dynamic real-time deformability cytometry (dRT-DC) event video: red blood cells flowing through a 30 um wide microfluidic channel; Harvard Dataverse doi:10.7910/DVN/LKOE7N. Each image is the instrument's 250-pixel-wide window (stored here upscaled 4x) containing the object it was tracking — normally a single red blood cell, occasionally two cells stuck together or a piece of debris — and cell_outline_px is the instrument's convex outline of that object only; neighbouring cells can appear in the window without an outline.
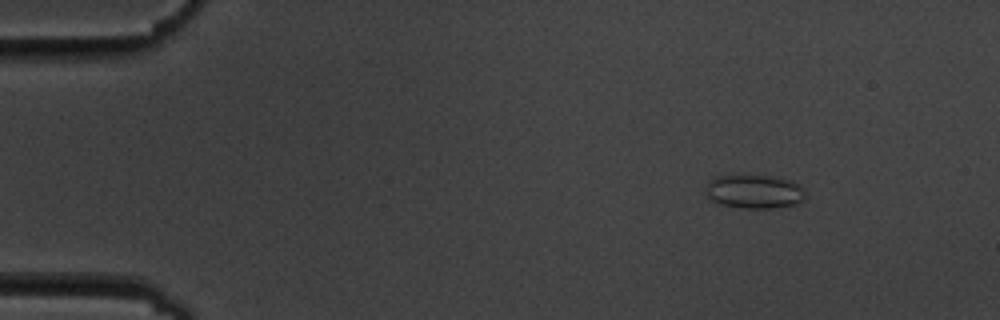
{"species": "common noctule bat (a hibernating species)", "species_latin": "Nyctalus noctula", "temperature_condition": "cold", "stored_images_in_passage": 6, "camera_frame_rate_fps": 3000, "um_per_image_px": 0.085, "animal": {"sex": "male", "body_mass_g": 19.5, "forearm_length_mm": 54.6}, "frame": {"image": 1, "passage_image": 3, "time_ms": 2.333, "image_size_px": [1000, 320], "cell_outline_px": [[804, 200], [796, 204], [772, 208], [744, 208], [724, 204], [712, 200], [708, 196], [708, 180], [712, 176], [768, 176], [788, 180], [800, 184], [804, 188]], "centroid_in_image_um": [64.15, 16.28], "position_along_channel_um": 20.8, "area_um2": 19.25}}
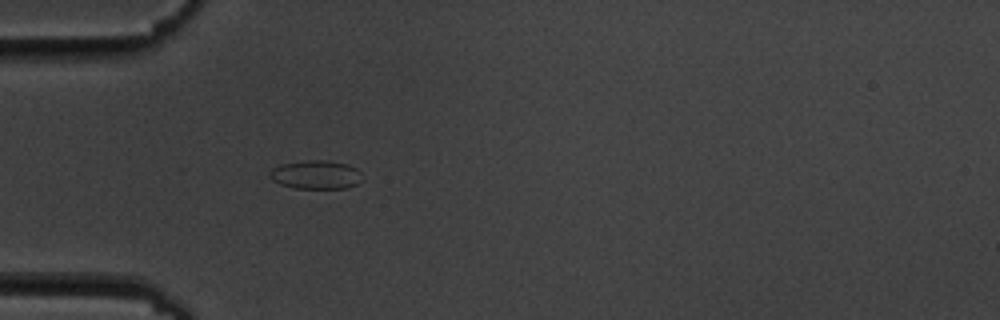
{"frame": {"image": 2, "passage_image": 6, "time_ms": 5.667, "image_size_px": [1000, 320], "cell_outline_px": [[360, 180], [356, 184], [348, 188], [296, 188], [280, 184], [272, 180], [268, 176], [268, 172], [272, 168], [280, 164], [304, 160], [324, 160], [348, 164], [356, 168], [360, 172]], "centroid_in_image_um": [26.8, 14.84], "position_along_channel_um": 58.2, "area_um2": 15.49}}